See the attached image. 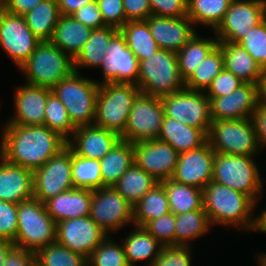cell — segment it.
<instances>
[{
    "instance_id": "obj_49",
    "label": "cell",
    "mask_w": 266,
    "mask_h": 266,
    "mask_svg": "<svg viewBox=\"0 0 266 266\" xmlns=\"http://www.w3.org/2000/svg\"><path fill=\"white\" fill-rule=\"evenodd\" d=\"M244 82L225 68L213 79L205 95L207 97H223L232 93Z\"/></svg>"
},
{
    "instance_id": "obj_57",
    "label": "cell",
    "mask_w": 266,
    "mask_h": 266,
    "mask_svg": "<svg viewBox=\"0 0 266 266\" xmlns=\"http://www.w3.org/2000/svg\"><path fill=\"white\" fill-rule=\"evenodd\" d=\"M93 1L96 0H57L60 14L64 16H71L82 6Z\"/></svg>"
},
{
    "instance_id": "obj_34",
    "label": "cell",
    "mask_w": 266,
    "mask_h": 266,
    "mask_svg": "<svg viewBox=\"0 0 266 266\" xmlns=\"http://www.w3.org/2000/svg\"><path fill=\"white\" fill-rule=\"evenodd\" d=\"M171 212L166 190L161 182L148 191L133 205V222L144 227L149 221Z\"/></svg>"
},
{
    "instance_id": "obj_31",
    "label": "cell",
    "mask_w": 266,
    "mask_h": 266,
    "mask_svg": "<svg viewBox=\"0 0 266 266\" xmlns=\"http://www.w3.org/2000/svg\"><path fill=\"white\" fill-rule=\"evenodd\" d=\"M99 162L103 185L113 186L134 163L133 143L120 140Z\"/></svg>"
},
{
    "instance_id": "obj_12",
    "label": "cell",
    "mask_w": 266,
    "mask_h": 266,
    "mask_svg": "<svg viewBox=\"0 0 266 266\" xmlns=\"http://www.w3.org/2000/svg\"><path fill=\"white\" fill-rule=\"evenodd\" d=\"M164 118V107L160 97L139 93L128 116L121 140L136 143L157 139Z\"/></svg>"
},
{
    "instance_id": "obj_37",
    "label": "cell",
    "mask_w": 266,
    "mask_h": 266,
    "mask_svg": "<svg viewBox=\"0 0 266 266\" xmlns=\"http://www.w3.org/2000/svg\"><path fill=\"white\" fill-rule=\"evenodd\" d=\"M166 190L170 210L175 215L203 209V190L175 182L172 179L161 182Z\"/></svg>"
},
{
    "instance_id": "obj_11",
    "label": "cell",
    "mask_w": 266,
    "mask_h": 266,
    "mask_svg": "<svg viewBox=\"0 0 266 266\" xmlns=\"http://www.w3.org/2000/svg\"><path fill=\"white\" fill-rule=\"evenodd\" d=\"M89 217L108 235L134 225L133 206L113 186L92 190Z\"/></svg>"
},
{
    "instance_id": "obj_56",
    "label": "cell",
    "mask_w": 266,
    "mask_h": 266,
    "mask_svg": "<svg viewBox=\"0 0 266 266\" xmlns=\"http://www.w3.org/2000/svg\"><path fill=\"white\" fill-rule=\"evenodd\" d=\"M44 0H0V7L12 14L25 15Z\"/></svg>"
},
{
    "instance_id": "obj_25",
    "label": "cell",
    "mask_w": 266,
    "mask_h": 266,
    "mask_svg": "<svg viewBox=\"0 0 266 266\" xmlns=\"http://www.w3.org/2000/svg\"><path fill=\"white\" fill-rule=\"evenodd\" d=\"M92 190L73 188L47 200V213L57 222L90 214Z\"/></svg>"
},
{
    "instance_id": "obj_50",
    "label": "cell",
    "mask_w": 266,
    "mask_h": 266,
    "mask_svg": "<svg viewBox=\"0 0 266 266\" xmlns=\"http://www.w3.org/2000/svg\"><path fill=\"white\" fill-rule=\"evenodd\" d=\"M104 23L116 28L122 27L126 22L123 0H96Z\"/></svg>"
},
{
    "instance_id": "obj_55",
    "label": "cell",
    "mask_w": 266,
    "mask_h": 266,
    "mask_svg": "<svg viewBox=\"0 0 266 266\" xmlns=\"http://www.w3.org/2000/svg\"><path fill=\"white\" fill-rule=\"evenodd\" d=\"M35 263V253L28 249L14 246L6 257L3 266H32Z\"/></svg>"
},
{
    "instance_id": "obj_17",
    "label": "cell",
    "mask_w": 266,
    "mask_h": 266,
    "mask_svg": "<svg viewBox=\"0 0 266 266\" xmlns=\"http://www.w3.org/2000/svg\"><path fill=\"white\" fill-rule=\"evenodd\" d=\"M107 236L89 216L56 223V242L86 258Z\"/></svg>"
},
{
    "instance_id": "obj_21",
    "label": "cell",
    "mask_w": 266,
    "mask_h": 266,
    "mask_svg": "<svg viewBox=\"0 0 266 266\" xmlns=\"http://www.w3.org/2000/svg\"><path fill=\"white\" fill-rule=\"evenodd\" d=\"M49 88L23 83L16 87L13 95L14 115L5 124L23 126L44 125L45 107Z\"/></svg>"
},
{
    "instance_id": "obj_23",
    "label": "cell",
    "mask_w": 266,
    "mask_h": 266,
    "mask_svg": "<svg viewBox=\"0 0 266 266\" xmlns=\"http://www.w3.org/2000/svg\"><path fill=\"white\" fill-rule=\"evenodd\" d=\"M120 140L118 133L93 124L77 127L67 146L80 157L100 160Z\"/></svg>"
},
{
    "instance_id": "obj_4",
    "label": "cell",
    "mask_w": 266,
    "mask_h": 266,
    "mask_svg": "<svg viewBox=\"0 0 266 266\" xmlns=\"http://www.w3.org/2000/svg\"><path fill=\"white\" fill-rule=\"evenodd\" d=\"M97 82L74 70L51 89L65 106L76 128L94 124L96 99L100 87Z\"/></svg>"
},
{
    "instance_id": "obj_29",
    "label": "cell",
    "mask_w": 266,
    "mask_h": 266,
    "mask_svg": "<svg viewBox=\"0 0 266 266\" xmlns=\"http://www.w3.org/2000/svg\"><path fill=\"white\" fill-rule=\"evenodd\" d=\"M218 45L223 51L224 68L244 83L258 84L261 66L238 43L219 41Z\"/></svg>"
},
{
    "instance_id": "obj_18",
    "label": "cell",
    "mask_w": 266,
    "mask_h": 266,
    "mask_svg": "<svg viewBox=\"0 0 266 266\" xmlns=\"http://www.w3.org/2000/svg\"><path fill=\"white\" fill-rule=\"evenodd\" d=\"M134 162L158 182L174 175L179 153L168 143L151 139L133 143Z\"/></svg>"
},
{
    "instance_id": "obj_22",
    "label": "cell",
    "mask_w": 266,
    "mask_h": 266,
    "mask_svg": "<svg viewBox=\"0 0 266 266\" xmlns=\"http://www.w3.org/2000/svg\"><path fill=\"white\" fill-rule=\"evenodd\" d=\"M146 21L159 48L176 53L198 32L188 17L151 15Z\"/></svg>"
},
{
    "instance_id": "obj_3",
    "label": "cell",
    "mask_w": 266,
    "mask_h": 266,
    "mask_svg": "<svg viewBox=\"0 0 266 266\" xmlns=\"http://www.w3.org/2000/svg\"><path fill=\"white\" fill-rule=\"evenodd\" d=\"M255 158L215 152L212 181L246 194L259 203L265 178H262Z\"/></svg>"
},
{
    "instance_id": "obj_44",
    "label": "cell",
    "mask_w": 266,
    "mask_h": 266,
    "mask_svg": "<svg viewBox=\"0 0 266 266\" xmlns=\"http://www.w3.org/2000/svg\"><path fill=\"white\" fill-rule=\"evenodd\" d=\"M108 235L87 258L88 266H129L123 244Z\"/></svg>"
},
{
    "instance_id": "obj_39",
    "label": "cell",
    "mask_w": 266,
    "mask_h": 266,
    "mask_svg": "<svg viewBox=\"0 0 266 266\" xmlns=\"http://www.w3.org/2000/svg\"><path fill=\"white\" fill-rule=\"evenodd\" d=\"M232 0H188L187 17L194 26L213 31L223 20Z\"/></svg>"
},
{
    "instance_id": "obj_41",
    "label": "cell",
    "mask_w": 266,
    "mask_h": 266,
    "mask_svg": "<svg viewBox=\"0 0 266 266\" xmlns=\"http://www.w3.org/2000/svg\"><path fill=\"white\" fill-rule=\"evenodd\" d=\"M71 175L74 188L96 190L105 187L99 160L80 157L73 151Z\"/></svg>"
},
{
    "instance_id": "obj_38",
    "label": "cell",
    "mask_w": 266,
    "mask_h": 266,
    "mask_svg": "<svg viewBox=\"0 0 266 266\" xmlns=\"http://www.w3.org/2000/svg\"><path fill=\"white\" fill-rule=\"evenodd\" d=\"M211 228L213 227L204 209L176 215L175 245L192 246L191 242L205 236Z\"/></svg>"
},
{
    "instance_id": "obj_53",
    "label": "cell",
    "mask_w": 266,
    "mask_h": 266,
    "mask_svg": "<svg viewBox=\"0 0 266 266\" xmlns=\"http://www.w3.org/2000/svg\"><path fill=\"white\" fill-rule=\"evenodd\" d=\"M127 21L146 20L152 15L149 0H123Z\"/></svg>"
},
{
    "instance_id": "obj_35",
    "label": "cell",
    "mask_w": 266,
    "mask_h": 266,
    "mask_svg": "<svg viewBox=\"0 0 266 266\" xmlns=\"http://www.w3.org/2000/svg\"><path fill=\"white\" fill-rule=\"evenodd\" d=\"M119 31L139 62L151 57L160 49L151 35L146 20L127 21Z\"/></svg>"
},
{
    "instance_id": "obj_1",
    "label": "cell",
    "mask_w": 266,
    "mask_h": 266,
    "mask_svg": "<svg viewBox=\"0 0 266 266\" xmlns=\"http://www.w3.org/2000/svg\"><path fill=\"white\" fill-rule=\"evenodd\" d=\"M0 156L7 162L35 171L67 146V141L45 125L1 126Z\"/></svg>"
},
{
    "instance_id": "obj_33",
    "label": "cell",
    "mask_w": 266,
    "mask_h": 266,
    "mask_svg": "<svg viewBox=\"0 0 266 266\" xmlns=\"http://www.w3.org/2000/svg\"><path fill=\"white\" fill-rule=\"evenodd\" d=\"M23 16L32 33L42 42L51 41L61 14L57 0H44Z\"/></svg>"
},
{
    "instance_id": "obj_8",
    "label": "cell",
    "mask_w": 266,
    "mask_h": 266,
    "mask_svg": "<svg viewBox=\"0 0 266 266\" xmlns=\"http://www.w3.org/2000/svg\"><path fill=\"white\" fill-rule=\"evenodd\" d=\"M18 231L14 245L36 253L56 242V222L47 213L45 204L32 198L20 202L17 209Z\"/></svg>"
},
{
    "instance_id": "obj_40",
    "label": "cell",
    "mask_w": 266,
    "mask_h": 266,
    "mask_svg": "<svg viewBox=\"0 0 266 266\" xmlns=\"http://www.w3.org/2000/svg\"><path fill=\"white\" fill-rule=\"evenodd\" d=\"M224 69L223 51L217 45L185 81V88L206 91L213 79Z\"/></svg>"
},
{
    "instance_id": "obj_47",
    "label": "cell",
    "mask_w": 266,
    "mask_h": 266,
    "mask_svg": "<svg viewBox=\"0 0 266 266\" xmlns=\"http://www.w3.org/2000/svg\"><path fill=\"white\" fill-rule=\"evenodd\" d=\"M191 246H163L152 266H193Z\"/></svg>"
},
{
    "instance_id": "obj_59",
    "label": "cell",
    "mask_w": 266,
    "mask_h": 266,
    "mask_svg": "<svg viewBox=\"0 0 266 266\" xmlns=\"http://www.w3.org/2000/svg\"><path fill=\"white\" fill-rule=\"evenodd\" d=\"M14 243L12 241L0 238V266H3L8 252L14 247Z\"/></svg>"
},
{
    "instance_id": "obj_6",
    "label": "cell",
    "mask_w": 266,
    "mask_h": 266,
    "mask_svg": "<svg viewBox=\"0 0 266 266\" xmlns=\"http://www.w3.org/2000/svg\"><path fill=\"white\" fill-rule=\"evenodd\" d=\"M137 86L141 93L157 97L182 90L185 82L180 75L176 52L159 49L140 61Z\"/></svg>"
},
{
    "instance_id": "obj_5",
    "label": "cell",
    "mask_w": 266,
    "mask_h": 266,
    "mask_svg": "<svg viewBox=\"0 0 266 266\" xmlns=\"http://www.w3.org/2000/svg\"><path fill=\"white\" fill-rule=\"evenodd\" d=\"M18 70L25 75V83L52 89L74 71V63L51 41H42Z\"/></svg>"
},
{
    "instance_id": "obj_16",
    "label": "cell",
    "mask_w": 266,
    "mask_h": 266,
    "mask_svg": "<svg viewBox=\"0 0 266 266\" xmlns=\"http://www.w3.org/2000/svg\"><path fill=\"white\" fill-rule=\"evenodd\" d=\"M99 68L103 76L102 81L97 82L99 85L105 83H131L137 85L139 61L128 48L120 31L111 38Z\"/></svg>"
},
{
    "instance_id": "obj_45",
    "label": "cell",
    "mask_w": 266,
    "mask_h": 266,
    "mask_svg": "<svg viewBox=\"0 0 266 266\" xmlns=\"http://www.w3.org/2000/svg\"><path fill=\"white\" fill-rule=\"evenodd\" d=\"M261 66L266 67V17L238 42Z\"/></svg>"
},
{
    "instance_id": "obj_7",
    "label": "cell",
    "mask_w": 266,
    "mask_h": 266,
    "mask_svg": "<svg viewBox=\"0 0 266 266\" xmlns=\"http://www.w3.org/2000/svg\"><path fill=\"white\" fill-rule=\"evenodd\" d=\"M140 93L136 84L105 83L100 85L96 99L94 125L121 135L135 98Z\"/></svg>"
},
{
    "instance_id": "obj_48",
    "label": "cell",
    "mask_w": 266,
    "mask_h": 266,
    "mask_svg": "<svg viewBox=\"0 0 266 266\" xmlns=\"http://www.w3.org/2000/svg\"><path fill=\"white\" fill-rule=\"evenodd\" d=\"M18 204L0 200V238L14 241L18 231Z\"/></svg>"
},
{
    "instance_id": "obj_24",
    "label": "cell",
    "mask_w": 266,
    "mask_h": 266,
    "mask_svg": "<svg viewBox=\"0 0 266 266\" xmlns=\"http://www.w3.org/2000/svg\"><path fill=\"white\" fill-rule=\"evenodd\" d=\"M33 171L0 156V200L17 203L33 198Z\"/></svg>"
},
{
    "instance_id": "obj_30",
    "label": "cell",
    "mask_w": 266,
    "mask_h": 266,
    "mask_svg": "<svg viewBox=\"0 0 266 266\" xmlns=\"http://www.w3.org/2000/svg\"><path fill=\"white\" fill-rule=\"evenodd\" d=\"M118 31L119 28L113 26L93 29L79 54L73 59L74 70L80 72V69L83 70V68H98L103 61L111 38Z\"/></svg>"
},
{
    "instance_id": "obj_9",
    "label": "cell",
    "mask_w": 266,
    "mask_h": 266,
    "mask_svg": "<svg viewBox=\"0 0 266 266\" xmlns=\"http://www.w3.org/2000/svg\"><path fill=\"white\" fill-rule=\"evenodd\" d=\"M207 141L216 153L239 156L261 154L251 118L212 121Z\"/></svg>"
},
{
    "instance_id": "obj_20",
    "label": "cell",
    "mask_w": 266,
    "mask_h": 266,
    "mask_svg": "<svg viewBox=\"0 0 266 266\" xmlns=\"http://www.w3.org/2000/svg\"><path fill=\"white\" fill-rule=\"evenodd\" d=\"M211 121L251 118L259 103L257 84L243 83L223 97H208Z\"/></svg>"
},
{
    "instance_id": "obj_62",
    "label": "cell",
    "mask_w": 266,
    "mask_h": 266,
    "mask_svg": "<svg viewBox=\"0 0 266 266\" xmlns=\"http://www.w3.org/2000/svg\"><path fill=\"white\" fill-rule=\"evenodd\" d=\"M32 266H39L36 262Z\"/></svg>"
},
{
    "instance_id": "obj_42",
    "label": "cell",
    "mask_w": 266,
    "mask_h": 266,
    "mask_svg": "<svg viewBox=\"0 0 266 266\" xmlns=\"http://www.w3.org/2000/svg\"><path fill=\"white\" fill-rule=\"evenodd\" d=\"M44 125L68 141L76 130L61 100L51 91L45 107Z\"/></svg>"
},
{
    "instance_id": "obj_19",
    "label": "cell",
    "mask_w": 266,
    "mask_h": 266,
    "mask_svg": "<svg viewBox=\"0 0 266 266\" xmlns=\"http://www.w3.org/2000/svg\"><path fill=\"white\" fill-rule=\"evenodd\" d=\"M215 151L206 141L202 146L178 155L175 182L203 189L212 181Z\"/></svg>"
},
{
    "instance_id": "obj_26",
    "label": "cell",
    "mask_w": 266,
    "mask_h": 266,
    "mask_svg": "<svg viewBox=\"0 0 266 266\" xmlns=\"http://www.w3.org/2000/svg\"><path fill=\"white\" fill-rule=\"evenodd\" d=\"M157 139L170 144L180 154L202 146L207 141V135L199 128L164 115Z\"/></svg>"
},
{
    "instance_id": "obj_58",
    "label": "cell",
    "mask_w": 266,
    "mask_h": 266,
    "mask_svg": "<svg viewBox=\"0 0 266 266\" xmlns=\"http://www.w3.org/2000/svg\"><path fill=\"white\" fill-rule=\"evenodd\" d=\"M259 102L266 103V67L262 68L257 84Z\"/></svg>"
},
{
    "instance_id": "obj_60",
    "label": "cell",
    "mask_w": 266,
    "mask_h": 266,
    "mask_svg": "<svg viewBox=\"0 0 266 266\" xmlns=\"http://www.w3.org/2000/svg\"><path fill=\"white\" fill-rule=\"evenodd\" d=\"M261 212V213H260ZM256 215V224L253 232L266 234V207Z\"/></svg>"
},
{
    "instance_id": "obj_51",
    "label": "cell",
    "mask_w": 266,
    "mask_h": 266,
    "mask_svg": "<svg viewBox=\"0 0 266 266\" xmlns=\"http://www.w3.org/2000/svg\"><path fill=\"white\" fill-rule=\"evenodd\" d=\"M152 15L187 17L188 0H149Z\"/></svg>"
},
{
    "instance_id": "obj_61",
    "label": "cell",
    "mask_w": 266,
    "mask_h": 266,
    "mask_svg": "<svg viewBox=\"0 0 266 266\" xmlns=\"http://www.w3.org/2000/svg\"><path fill=\"white\" fill-rule=\"evenodd\" d=\"M256 261L258 264L257 266H266V253L262 252L257 254Z\"/></svg>"
},
{
    "instance_id": "obj_27",
    "label": "cell",
    "mask_w": 266,
    "mask_h": 266,
    "mask_svg": "<svg viewBox=\"0 0 266 266\" xmlns=\"http://www.w3.org/2000/svg\"><path fill=\"white\" fill-rule=\"evenodd\" d=\"M133 230L126 234L122 244L129 266H137L136 263L147 262L144 266H152L154 260L159 255L163 245H161L142 226L133 225Z\"/></svg>"
},
{
    "instance_id": "obj_36",
    "label": "cell",
    "mask_w": 266,
    "mask_h": 266,
    "mask_svg": "<svg viewBox=\"0 0 266 266\" xmlns=\"http://www.w3.org/2000/svg\"><path fill=\"white\" fill-rule=\"evenodd\" d=\"M157 183V180L134 162L113 187L133 206Z\"/></svg>"
},
{
    "instance_id": "obj_2",
    "label": "cell",
    "mask_w": 266,
    "mask_h": 266,
    "mask_svg": "<svg viewBox=\"0 0 266 266\" xmlns=\"http://www.w3.org/2000/svg\"><path fill=\"white\" fill-rule=\"evenodd\" d=\"M203 209L212 227H233L237 231L253 232L258 204L248 195L211 181L203 189ZM254 211V212H253Z\"/></svg>"
},
{
    "instance_id": "obj_54",
    "label": "cell",
    "mask_w": 266,
    "mask_h": 266,
    "mask_svg": "<svg viewBox=\"0 0 266 266\" xmlns=\"http://www.w3.org/2000/svg\"><path fill=\"white\" fill-rule=\"evenodd\" d=\"M251 120L262 152V150L266 148V103H258L251 116Z\"/></svg>"
},
{
    "instance_id": "obj_52",
    "label": "cell",
    "mask_w": 266,
    "mask_h": 266,
    "mask_svg": "<svg viewBox=\"0 0 266 266\" xmlns=\"http://www.w3.org/2000/svg\"><path fill=\"white\" fill-rule=\"evenodd\" d=\"M76 21L89 26L92 29H99L107 26L102 18L97 1L82 6L71 15Z\"/></svg>"
},
{
    "instance_id": "obj_15",
    "label": "cell",
    "mask_w": 266,
    "mask_h": 266,
    "mask_svg": "<svg viewBox=\"0 0 266 266\" xmlns=\"http://www.w3.org/2000/svg\"><path fill=\"white\" fill-rule=\"evenodd\" d=\"M41 41L32 33L23 15L0 7V48L20 68Z\"/></svg>"
},
{
    "instance_id": "obj_14",
    "label": "cell",
    "mask_w": 266,
    "mask_h": 266,
    "mask_svg": "<svg viewBox=\"0 0 266 266\" xmlns=\"http://www.w3.org/2000/svg\"><path fill=\"white\" fill-rule=\"evenodd\" d=\"M266 17V0H232L220 24L212 31L218 41L238 43Z\"/></svg>"
},
{
    "instance_id": "obj_43",
    "label": "cell",
    "mask_w": 266,
    "mask_h": 266,
    "mask_svg": "<svg viewBox=\"0 0 266 266\" xmlns=\"http://www.w3.org/2000/svg\"><path fill=\"white\" fill-rule=\"evenodd\" d=\"M39 266H87V258L57 242L51 243L35 253Z\"/></svg>"
},
{
    "instance_id": "obj_10",
    "label": "cell",
    "mask_w": 266,
    "mask_h": 266,
    "mask_svg": "<svg viewBox=\"0 0 266 266\" xmlns=\"http://www.w3.org/2000/svg\"><path fill=\"white\" fill-rule=\"evenodd\" d=\"M164 115L201 129L208 135L211 126L210 100L204 91L183 88L175 93L160 97Z\"/></svg>"
},
{
    "instance_id": "obj_46",
    "label": "cell",
    "mask_w": 266,
    "mask_h": 266,
    "mask_svg": "<svg viewBox=\"0 0 266 266\" xmlns=\"http://www.w3.org/2000/svg\"><path fill=\"white\" fill-rule=\"evenodd\" d=\"M176 215L172 212L149 221L145 229L163 246L175 245Z\"/></svg>"
},
{
    "instance_id": "obj_32",
    "label": "cell",
    "mask_w": 266,
    "mask_h": 266,
    "mask_svg": "<svg viewBox=\"0 0 266 266\" xmlns=\"http://www.w3.org/2000/svg\"><path fill=\"white\" fill-rule=\"evenodd\" d=\"M213 37V38H212ZM214 33L211 37H203L198 32L176 54L179 71L184 82L191 76L205 57L218 45Z\"/></svg>"
},
{
    "instance_id": "obj_13",
    "label": "cell",
    "mask_w": 266,
    "mask_h": 266,
    "mask_svg": "<svg viewBox=\"0 0 266 266\" xmlns=\"http://www.w3.org/2000/svg\"><path fill=\"white\" fill-rule=\"evenodd\" d=\"M71 170L72 150L66 146L41 168L33 171V198L45 203L58 194L73 189Z\"/></svg>"
},
{
    "instance_id": "obj_28",
    "label": "cell",
    "mask_w": 266,
    "mask_h": 266,
    "mask_svg": "<svg viewBox=\"0 0 266 266\" xmlns=\"http://www.w3.org/2000/svg\"><path fill=\"white\" fill-rule=\"evenodd\" d=\"M92 28L76 21L72 16L61 15L51 42L74 59L89 39Z\"/></svg>"
}]
</instances>
